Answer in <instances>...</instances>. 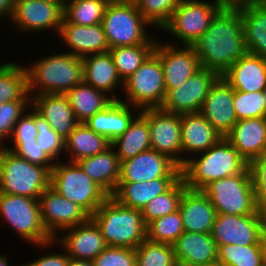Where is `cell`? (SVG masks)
Masks as SVG:
<instances>
[{"label": "cell", "instance_id": "1", "mask_svg": "<svg viewBox=\"0 0 266 266\" xmlns=\"http://www.w3.org/2000/svg\"><path fill=\"white\" fill-rule=\"evenodd\" d=\"M192 47L201 67L222 76L234 62L248 52L243 37L240 9L236 5H224Z\"/></svg>", "mask_w": 266, "mask_h": 266}, {"label": "cell", "instance_id": "2", "mask_svg": "<svg viewBox=\"0 0 266 266\" xmlns=\"http://www.w3.org/2000/svg\"><path fill=\"white\" fill-rule=\"evenodd\" d=\"M33 63V64H32ZM30 95L66 94L83 81V60L69 52L41 57L25 65Z\"/></svg>", "mask_w": 266, "mask_h": 266}, {"label": "cell", "instance_id": "3", "mask_svg": "<svg viewBox=\"0 0 266 266\" xmlns=\"http://www.w3.org/2000/svg\"><path fill=\"white\" fill-rule=\"evenodd\" d=\"M247 167L238 150L222 137L199 156H190L181 167V177L188 189L202 190L211 181L242 173Z\"/></svg>", "mask_w": 266, "mask_h": 266}, {"label": "cell", "instance_id": "4", "mask_svg": "<svg viewBox=\"0 0 266 266\" xmlns=\"http://www.w3.org/2000/svg\"><path fill=\"white\" fill-rule=\"evenodd\" d=\"M110 247L135 249L146 239L141 210L127 207L109 196L91 216Z\"/></svg>", "mask_w": 266, "mask_h": 266}, {"label": "cell", "instance_id": "5", "mask_svg": "<svg viewBox=\"0 0 266 266\" xmlns=\"http://www.w3.org/2000/svg\"><path fill=\"white\" fill-rule=\"evenodd\" d=\"M101 24L110 49L157 43V36L147 31L153 26L138 11L135 1L109 3Z\"/></svg>", "mask_w": 266, "mask_h": 266}, {"label": "cell", "instance_id": "6", "mask_svg": "<svg viewBox=\"0 0 266 266\" xmlns=\"http://www.w3.org/2000/svg\"><path fill=\"white\" fill-rule=\"evenodd\" d=\"M50 187L67 200L76 203L90 217L110 196L77 162H56L50 172Z\"/></svg>", "mask_w": 266, "mask_h": 266}, {"label": "cell", "instance_id": "7", "mask_svg": "<svg viewBox=\"0 0 266 266\" xmlns=\"http://www.w3.org/2000/svg\"><path fill=\"white\" fill-rule=\"evenodd\" d=\"M0 220L10 225L20 240L32 246L37 245L45 250L57 246L42 225L38 199L0 192Z\"/></svg>", "mask_w": 266, "mask_h": 266}, {"label": "cell", "instance_id": "8", "mask_svg": "<svg viewBox=\"0 0 266 266\" xmlns=\"http://www.w3.org/2000/svg\"><path fill=\"white\" fill-rule=\"evenodd\" d=\"M50 186V171L3 147L0 153V192L39 199Z\"/></svg>", "mask_w": 266, "mask_h": 266}, {"label": "cell", "instance_id": "9", "mask_svg": "<svg viewBox=\"0 0 266 266\" xmlns=\"http://www.w3.org/2000/svg\"><path fill=\"white\" fill-rule=\"evenodd\" d=\"M211 1L180 0L170 20L159 30L177 39L173 43H167L192 46L206 32L212 19L224 6L219 0Z\"/></svg>", "mask_w": 266, "mask_h": 266}, {"label": "cell", "instance_id": "10", "mask_svg": "<svg viewBox=\"0 0 266 266\" xmlns=\"http://www.w3.org/2000/svg\"><path fill=\"white\" fill-rule=\"evenodd\" d=\"M212 202L217 214H256L254 186L247 167L242 173L211 181L201 190Z\"/></svg>", "mask_w": 266, "mask_h": 266}, {"label": "cell", "instance_id": "11", "mask_svg": "<svg viewBox=\"0 0 266 266\" xmlns=\"http://www.w3.org/2000/svg\"><path fill=\"white\" fill-rule=\"evenodd\" d=\"M124 100L140 110L160 108L166 97L164 72L160 59L152 53L123 84Z\"/></svg>", "mask_w": 266, "mask_h": 266}, {"label": "cell", "instance_id": "12", "mask_svg": "<svg viewBox=\"0 0 266 266\" xmlns=\"http://www.w3.org/2000/svg\"><path fill=\"white\" fill-rule=\"evenodd\" d=\"M266 215L257 212L248 215L217 214L211 236L216 246L264 244L263 228Z\"/></svg>", "mask_w": 266, "mask_h": 266}, {"label": "cell", "instance_id": "13", "mask_svg": "<svg viewBox=\"0 0 266 266\" xmlns=\"http://www.w3.org/2000/svg\"><path fill=\"white\" fill-rule=\"evenodd\" d=\"M141 113L148 120L151 149L182 167L181 114L168 113L161 108H146Z\"/></svg>", "mask_w": 266, "mask_h": 266}, {"label": "cell", "instance_id": "14", "mask_svg": "<svg viewBox=\"0 0 266 266\" xmlns=\"http://www.w3.org/2000/svg\"><path fill=\"white\" fill-rule=\"evenodd\" d=\"M220 77L217 72L201 67L179 87L166 90L160 108L175 114L200 112L208 92Z\"/></svg>", "mask_w": 266, "mask_h": 266}, {"label": "cell", "instance_id": "15", "mask_svg": "<svg viewBox=\"0 0 266 266\" xmlns=\"http://www.w3.org/2000/svg\"><path fill=\"white\" fill-rule=\"evenodd\" d=\"M63 21V8L45 0H16L10 18L14 29L23 35L53 30L58 34Z\"/></svg>", "mask_w": 266, "mask_h": 266}, {"label": "cell", "instance_id": "16", "mask_svg": "<svg viewBox=\"0 0 266 266\" xmlns=\"http://www.w3.org/2000/svg\"><path fill=\"white\" fill-rule=\"evenodd\" d=\"M41 222L54 239L60 231L85 222L90 216L50 186L39 196Z\"/></svg>", "mask_w": 266, "mask_h": 266}, {"label": "cell", "instance_id": "17", "mask_svg": "<svg viewBox=\"0 0 266 266\" xmlns=\"http://www.w3.org/2000/svg\"><path fill=\"white\" fill-rule=\"evenodd\" d=\"M162 43L158 38L153 53L160 59L166 90H172L188 80L201 65L192 46Z\"/></svg>", "mask_w": 266, "mask_h": 266}, {"label": "cell", "instance_id": "18", "mask_svg": "<svg viewBox=\"0 0 266 266\" xmlns=\"http://www.w3.org/2000/svg\"><path fill=\"white\" fill-rule=\"evenodd\" d=\"M159 178H181V167L152 149L121 162L118 182H145Z\"/></svg>", "mask_w": 266, "mask_h": 266}, {"label": "cell", "instance_id": "19", "mask_svg": "<svg viewBox=\"0 0 266 266\" xmlns=\"http://www.w3.org/2000/svg\"><path fill=\"white\" fill-rule=\"evenodd\" d=\"M60 233L54 240L71 259L93 261L108 246L100 228L91 217Z\"/></svg>", "mask_w": 266, "mask_h": 266}, {"label": "cell", "instance_id": "20", "mask_svg": "<svg viewBox=\"0 0 266 266\" xmlns=\"http://www.w3.org/2000/svg\"><path fill=\"white\" fill-rule=\"evenodd\" d=\"M200 113L223 137L238 122L233 106V88L221 76L211 87Z\"/></svg>", "mask_w": 266, "mask_h": 266}, {"label": "cell", "instance_id": "21", "mask_svg": "<svg viewBox=\"0 0 266 266\" xmlns=\"http://www.w3.org/2000/svg\"><path fill=\"white\" fill-rule=\"evenodd\" d=\"M58 37L73 55L83 58L87 55L109 52V45L102 24L80 26L68 23L64 18Z\"/></svg>", "mask_w": 266, "mask_h": 266}, {"label": "cell", "instance_id": "22", "mask_svg": "<svg viewBox=\"0 0 266 266\" xmlns=\"http://www.w3.org/2000/svg\"><path fill=\"white\" fill-rule=\"evenodd\" d=\"M83 60V81L96 90L104 92L112 100H121L116 89L123 90L121 80L110 52L87 55Z\"/></svg>", "mask_w": 266, "mask_h": 266}, {"label": "cell", "instance_id": "23", "mask_svg": "<svg viewBox=\"0 0 266 266\" xmlns=\"http://www.w3.org/2000/svg\"><path fill=\"white\" fill-rule=\"evenodd\" d=\"M225 138L249 164L266 153V120L263 117L238 120Z\"/></svg>", "mask_w": 266, "mask_h": 266}, {"label": "cell", "instance_id": "24", "mask_svg": "<svg viewBox=\"0 0 266 266\" xmlns=\"http://www.w3.org/2000/svg\"><path fill=\"white\" fill-rule=\"evenodd\" d=\"M222 137L200 112L181 114L183 165L189 153L195 156L205 152Z\"/></svg>", "mask_w": 266, "mask_h": 266}, {"label": "cell", "instance_id": "25", "mask_svg": "<svg viewBox=\"0 0 266 266\" xmlns=\"http://www.w3.org/2000/svg\"><path fill=\"white\" fill-rule=\"evenodd\" d=\"M31 107L42 116L63 139L79 124L65 94H41L31 97Z\"/></svg>", "mask_w": 266, "mask_h": 266}, {"label": "cell", "instance_id": "26", "mask_svg": "<svg viewBox=\"0 0 266 266\" xmlns=\"http://www.w3.org/2000/svg\"><path fill=\"white\" fill-rule=\"evenodd\" d=\"M140 112L141 110L137 107L120 100H113L84 123L95 133L105 136L112 142L128 129L130 123Z\"/></svg>", "mask_w": 266, "mask_h": 266}, {"label": "cell", "instance_id": "27", "mask_svg": "<svg viewBox=\"0 0 266 266\" xmlns=\"http://www.w3.org/2000/svg\"><path fill=\"white\" fill-rule=\"evenodd\" d=\"M179 212L184 231L211 233L217 212L211 200L201 190L187 189L180 201Z\"/></svg>", "mask_w": 266, "mask_h": 266}, {"label": "cell", "instance_id": "28", "mask_svg": "<svg viewBox=\"0 0 266 266\" xmlns=\"http://www.w3.org/2000/svg\"><path fill=\"white\" fill-rule=\"evenodd\" d=\"M222 77L234 90L262 91L266 87V58L247 52Z\"/></svg>", "mask_w": 266, "mask_h": 266}, {"label": "cell", "instance_id": "29", "mask_svg": "<svg viewBox=\"0 0 266 266\" xmlns=\"http://www.w3.org/2000/svg\"><path fill=\"white\" fill-rule=\"evenodd\" d=\"M172 245L178 266H196L217 261V246L210 233L184 231Z\"/></svg>", "mask_w": 266, "mask_h": 266}, {"label": "cell", "instance_id": "30", "mask_svg": "<svg viewBox=\"0 0 266 266\" xmlns=\"http://www.w3.org/2000/svg\"><path fill=\"white\" fill-rule=\"evenodd\" d=\"M180 178H159L145 182H118L111 195L124 206L142 210L149 201L168 191Z\"/></svg>", "mask_w": 266, "mask_h": 266}, {"label": "cell", "instance_id": "31", "mask_svg": "<svg viewBox=\"0 0 266 266\" xmlns=\"http://www.w3.org/2000/svg\"><path fill=\"white\" fill-rule=\"evenodd\" d=\"M77 163L110 196L115 192L120 178L121 162L112 146L94 156L82 158Z\"/></svg>", "mask_w": 266, "mask_h": 266}, {"label": "cell", "instance_id": "32", "mask_svg": "<svg viewBox=\"0 0 266 266\" xmlns=\"http://www.w3.org/2000/svg\"><path fill=\"white\" fill-rule=\"evenodd\" d=\"M240 9L248 53L266 58V7L236 5Z\"/></svg>", "mask_w": 266, "mask_h": 266}, {"label": "cell", "instance_id": "33", "mask_svg": "<svg viewBox=\"0 0 266 266\" xmlns=\"http://www.w3.org/2000/svg\"><path fill=\"white\" fill-rule=\"evenodd\" d=\"M111 142L95 133L85 123H79L65 139V155L67 161L77 162L82 158L94 156L105 151Z\"/></svg>", "mask_w": 266, "mask_h": 266}, {"label": "cell", "instance_id": "34", "mask_svg": "<svg viewBox=\"0 0 266 266\" xmlns=\"http://www.w3.org/2000/svg\"><path fill=\"white\" fill-rule=\"evenodd\" d=\"M120 162L151 149L147 118L140 112L128 129L111 142Z\"/></svg>", "mask_w": 266, "mask_h": 266}, {"label": "cell", "instance_id": "35", "mask_svg": "<svg viewBox=\"0 0 266 266\" xmlns=\"http://www.w3.org/2000/svg\"><path fill=\"white\" fill-rule=\"evenodd\" d=\"M65 95L68 97L70 106L79 123H84L113 101L104 92L96 90L84 81L77 84Z\"/></svg>", "mask_w": 266, "mask_h": 266}, {"label": "cell", "instance_id": "36", "mask_svg": "<svg viewBox=\"0 0 266 266\" xmlns=\"http://www.w3.org/2000/svg\"><path fill=\"white\" fill-rule=\"evenodd\" d=\"M0 65V103L15 100H31L27 90V73L20 62Z\"/></svg>", "mask_w": 266, "mask_h": 266}, {"label": "cell", "instance_id": "37", "mask_svg": "<svg viewBox=\"0 0 266 266\" xmlns=\"http://www.w3.org/2000/svg\"><path fill=\"white\" fill-rule=\"evenodd\" d=\"M156 44H138L109 49L117 72L124 82L154 52Z\"/></svg>", "mask_w": 266, "mask_h": 266}, {"label": "cell", "instance_id": "38", "mask_svg": "<svg viewBox=\"0 0 266 266\" xmlns=\"http://www.w3.org/2000/svg\"><path fill=\"white\" fill-rule=\"evenodd\" d=\"M217 261L222 266H265L263 244L218 246Z\"/></svg>", "mask_w": 266, "mask_h": 266}, {"label": "cell", "instance_id": "39", "mask_svg": "<svg viewBox=\"0 0 266 266\" xmlns=\"http://www.w3.org/2000/svg\"><path fill=\"white\" fill-rule=\"evenodd\" d=\"M187 186L181 177L168 191L156 196L141 210V215L147 225L152 220L169 215L179 210L180 201Z\"/></svg>", "mask_w": 266, "mask_h": 266}, {"label": "cell", "instance_id": "40", "mask_svg": "<svg viewBox=\"0 0 266 266\" xmlns=\"http://www.w3.org/2000/svg\"><path fill=\"white\" fill-rule=\"evenodd\" d=\"M107 5L102 0H69L63 9V18L80 26L100 24Z\"/></svg>", "mask_w": 266, "mask_h": 266}, {"label": "cell", "instance_id": "41", "mask_svg": "<svg viewBox=\"0 0 266 266\" xmlns=\"http://www.w3.org/2000/svg\"><path fill=\"white\" fill-rule=\"evenodd\" d=\"M136 266H178L172 244L147 238L135 248Z\"/></svg>", "mask_w": 266, "mask_h": 266}, {"label": "cell", "instance_id": "42", "mask_svg": "<svg viewBox=\"0 0 266 266\" xmlns=\"http://www.w3.org/2000/svg\"><path fill=\"white\" fill-rule=\"evenodd\" d=\"M146 229L148 240L168 244H173L184 232L179 210L152 220Z\"/></svg>", "mask_w": 266, "mask_h": 266}, {"label": "cell", "instance_id": "43", "mask_svg": "<svg viewBox=\"0 0 266 266\" xmlns=\"http://www.w3.org/2000/svg\"><path fill=\"white\" fill-rule=\"evenodd\" d=\"M138 11L153 26L161 28L170 20L180 0H134Z\"/></svg>", "mask_w": 266, "mask_h": 266}, {"label": "cell", "instance_id": "44", "mask_svg": "<svg viewBox=\"0 0 266 266\" xmlns=\"http://www.w3.org/2000/svg\"><path fill=\"white\" fill-rule=\"evenodd\" d=\"M37 143L55 163L62 161V152L65 151V139H63L50 124L36 112ZM61 157V158H60ZM60 158V159H59Z\"/></svg>", "mask_w": 266, "mask_h": 266}, {"label": "cell", "instance_id": "45", "mask_svg": "<svg viewBox=\"0 0 266 266\" xmlns=\"http://www.w3.org/2000/svg\"><path fill=\"white\" fill-rule=\"evenodd\" d=\"M264 104L263 91L245 93L233 89V106L238 120L263 117Z\"/></svg>", "mask_w": 266, "mask_h": 266}, {"label": "cell", "instance_id": "46", "mask_svg": "<svg viewBox=\"0 0 266 266\" xmlns=\"http://www.w3.org/2000/svg\"><path fill=\"white\" fill-rule=\"evenodd\" d=\"M31 107V100H15L0 103V144L8 145L18 119Z\"/></svg>", "mask_w": 266, "mask_h": 266}, {"label": "cell", "instance_id": "47", "mask_svg": "<svg viewBox=\"0 0 266 266\" xmlns=\"http://www.w3.org/2000/svg\"><path fill=\"white\" fill-rule=\"evenodd\" d=\"M257 211L266 215V153L248 164Z\"/></svg>", "mask_w": 266, "mask_h": 266}, {"label": "cell", "instance_id": "48", "mask_svg": "<svg viewBox=\"0 0 266 266\" xmlns=\"http://www.w3.org/2000/svg\"><path fill=\"white\" fill-rule=\"evenodd\" d=\"M94 266H136L135 249L107 246L94 260Z\"/></svg>", "mask_w": 266, "mask_h": 266}, {"label": "cell", "instance_id": "49", "mask_svg": "<svg viewBox=\"0 0 266 266\" xmlns=\"http://www.w3.org/2000/svg\"><path fill=\"white\" fill-rule=\"evenodd\" d=\"M12 145H9L10 147L5 145L4 147L30 163L46 167L51 172L55 162L44 153L37 140H31L29 143H13Z\"/></svg>", "mask_w": 266, "mask_h": 266}, {"label": "cell", "instance_id": "50", "mask_svg": "<svg viewBox=\"0 0 266 266\" xmlns=\"http://www.w3.org/2000/svg\"><path fill=\"white\" fill-rule=\"evenodd\" d=\"M37 134L36 111L29 107L16 122L9 142L11 140L13 141L11 143H29L31 140H36Z\"/></svg>", "mask_w": 266, "mask_h": 266}, {"label": "cell", "instance_id": "51", "mask_svg": "<svg viewBox=\"0 0 266 266\" xmlns=\"http://www.w3.org/2000/svg\"><path fill=\"white\" fill-rule=\"evenodd\" d=\"M62 252L59 253H50L44 256L41 255L32 261L22 264L21 266H67L70 257L66 254V251L62 248Z\"/></svg>", "mask_w": 266, "mask_h": 266}, {"label": "cell", "instance_id": "52", "mask_svg": "<svg viewBox=\"0 0 266 266\" xmlns=\"http://www.w3.org/2000/svg\"><path fill=\"white\" fill-rule=\"evenodd\" d=\"M15 3L16 0H0V21H10Z\"/></svg>", "mask_w": 266, "mask_h": 266}, {"label": "cell", "instance_id": "53", "mask_svg": "<svg viewBox=\"0 0 266 266\" xmlns=\"http://www.w3.org/2000/svg\"><path fill=\"white\" fill-rule=\"evenodd\" d=\"M67 266H94L93 261L69 259Z\"/></svg>", "mask_w": 266, "mask_h": 266}, {"label": "cell", "instance_id": "54", "mask_svg": "<svg viewBox=\"0 0 266 266\" xmlns=\"http://www.w3.org/2000/svg\"><path fill=\"white\" fill-rule=\"evenodd\" d=\"M244 5H253L256 7H266V0H246Z\"/></svg>", "mask_w": 266, "mask_h": 266}, {"label": "cell", "instance_id": "55", "mask_svg": "<svg viewBox=\"0 0 266 266\" xmlns=\"http://www.w3.org/2000/svg\"><path fill=\"white\" fill-rule=\"evenodd\" d=\"M222 2L224 5H237V4H242L246 0H219Z\"/></svg>", "mask_w": 266, "mask_h": 266}, {"label": "cell", "instance_id": "56", "mask_svg": "<svg viewBox=\"0 0 266 266\" xmlns=\"http://www.w3.org/2000/svg\"><path fill=\"white\" fill-rule=\"evenodd\" d=\"M263 250H264V260H265V266H266V221L263 228Z\"/></svg>", "mask_w": 266, "mask_h": 266}, {"label": "cell", "instance_id": "57", "mask_svg": "<svg viewBox=\"0 0 266 266\" xmlns=\"http://www.w3.org/2000/svg\"><path fill=\"white\" fill-rule=\"evenodd\" d=\"M45 1H50L52 3H55L64 9L69 0H45Z\"/></svg>", "mask_w": 266, "mask_h": 266}, {"label": "cell", "instance_id": "58", "mask_svg": "<svg viewBox=\"0 0 266 266\" xmlns=\"http://www.w3.org/2000/svg\"><path fill=\"white\" fill-rule=\"evenodd\" d=\"M6 256H7V254L5 256L0 254V266H10L9 261H8L9 259ZM19 266H20V264H19Z\"/></svg>", "mask_w": 266, "mask_h": 266}, {"label": "cell", "instance_id": "59", "mask_svg": "<svg viewBox=\"0 0 266 266\" xmlns=\"http://www.w3.org/2000/svg\"><path fill=\"white\" fill-rule=\"evenodd\" d=\"M262 91H263L264 100H265L264 111H263V118L266 120V87Z\"/></svg>", "mask_w": 266, "mask_h": 266}, {"label": "cell", "instance_id": "60", "mask_svg": "<svg viewBox=\"0 0 266 266\" xmlns=\"http://www.w3.org/2000/svg\"><path fill=\"white\" fill-rule=\"evenodd\" d=\"M196 266H222L218 261L216 262H211V263H206V264H201V265H196Z\"/></svg>", "mask_w": 266, "mask_h": 266}, {"label": "cell", "instance_id": "61", "mask_svg": "<svg viewBox=\"0 0 266 266\" xmlns=\"http://www.w3.org/2000/svg\"><path fill=\"white\" fill-rule=\"evenodd\" d=\"M102 1L107 2L108 4L113 3V2H117V0H102Z\"/></svg>", "mask_w": 266, "mask_h": 266}, {"label": "cell", "instance_id": "62", "mask_svg": "<svg viewBox=\"0 0 266 266\" xmlns=\"http://www.w3.org/2000/svg\"><path fill=\"white\" fill-rule=\"evenodd\" d=\"M3 147L4 146L0 144V153H1L2 149H3Z\"/></svg>", "mask_w": 266, "mask_h": 266}]
</instances>
